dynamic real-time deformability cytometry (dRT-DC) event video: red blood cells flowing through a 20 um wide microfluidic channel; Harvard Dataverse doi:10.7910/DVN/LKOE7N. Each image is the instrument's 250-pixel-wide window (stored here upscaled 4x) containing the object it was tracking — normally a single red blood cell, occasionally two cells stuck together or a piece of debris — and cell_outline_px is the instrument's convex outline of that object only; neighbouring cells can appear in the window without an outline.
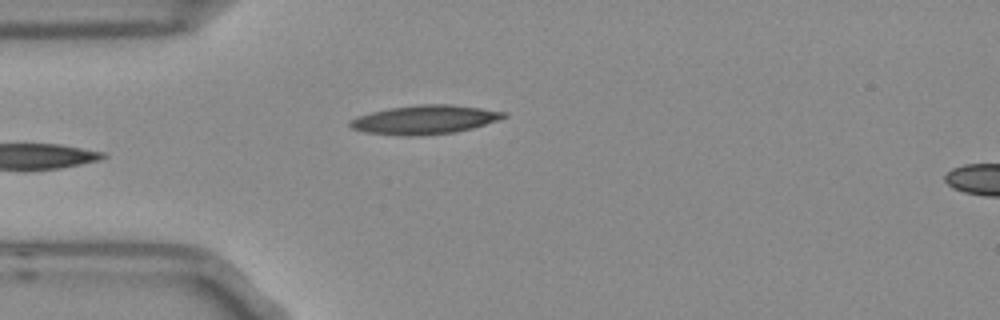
{"species": "Egyptian fruit bat (a non-hibernating species)", "species_latin": "Rousettus aegyptiacus", "temperature_condition": "room temperature", "stored_images_in_passage": 6, "camera_frame_rate_fps": 3000, "um_per_image_px": 0.085, "frame": {"image": 1, "passage_image": 5, "time_ms": 1.333, "image_size_px": [1000, 320], "cell_outline_px": [[508, 116], [472, 128], [456, 132], [420, 136], [396, 136], [364, 132], [352, 128], [348, 124], [348, 120], [356, 116], [388, 108], [420, 104], [452, 104], [508, 112]], "centroid_in_image_um": [36.05, 10.18], "position_along_channel_um": 48.9, "area_um2": 26.13}}